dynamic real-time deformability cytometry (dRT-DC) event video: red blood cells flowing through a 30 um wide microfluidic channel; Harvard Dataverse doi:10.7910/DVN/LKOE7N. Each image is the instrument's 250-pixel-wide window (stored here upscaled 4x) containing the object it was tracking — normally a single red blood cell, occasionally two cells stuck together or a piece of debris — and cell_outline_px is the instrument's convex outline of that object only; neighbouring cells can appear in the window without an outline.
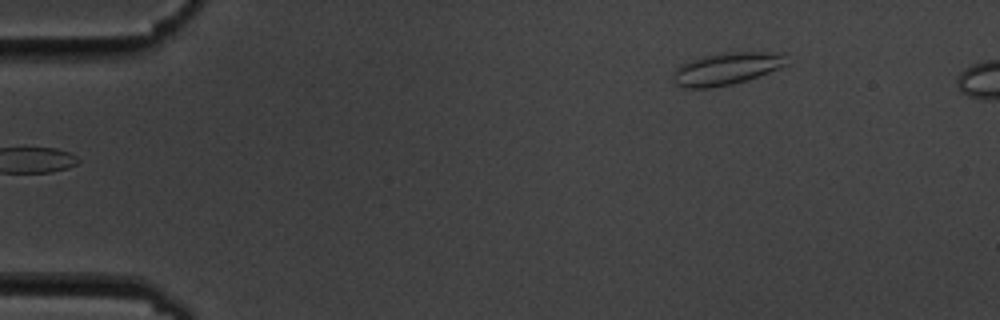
{"species": "common noctule bat (a hibernating species)", "species_latin": "Nyctalus noctula", "temperature_condition": "cold", "stored_images_in_passage": 6, "segment_of_instrument_passage": [2, 2], "camera_frame_rate_fps": 3000, "um_per_image_px": 0.085, "animal": {"sex": "male", "body_mass_g": 19.5, "forearm_length_mm": 54.6}, "frame": {"image": 1, "passage_image": 6, "time_ms": 5.667, "image_size_px": [1000, 320], "cell_outline_px": [[788, 64], [748, 80], [732, 84], [708, 88], [684, 88], [676, 84], [672, 80], [676, 68], [680, 64], [700, 56], [724, 52], [784, 52]], "centroid_in_image_um": [61.74, 5.83], "position_along_channel_um": 23.3, "area_um2": 21.5}}